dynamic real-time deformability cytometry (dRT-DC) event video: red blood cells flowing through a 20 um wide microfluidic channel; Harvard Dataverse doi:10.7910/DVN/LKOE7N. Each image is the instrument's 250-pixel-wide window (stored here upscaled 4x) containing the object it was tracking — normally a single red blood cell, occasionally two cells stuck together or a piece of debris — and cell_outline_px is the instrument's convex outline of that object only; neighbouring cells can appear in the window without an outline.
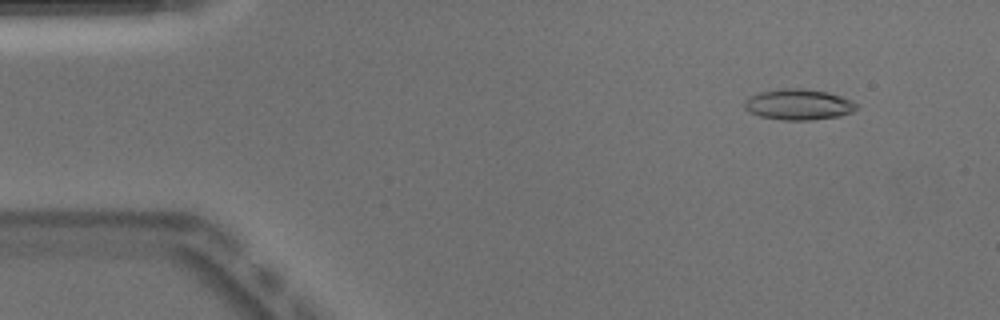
{"species": "Egyptian fruit bat (a non-hibernating species)", "species_latin": "Rousettus aegyptiacus", "temperature_condition": "warm", "stored_images_in_passage": 49, "camera_frame_rate_fps": 3000, "um_per_image_px": 0.085, "animal": {"sex": "male"}, "frame": {"image": 1, "passage_image": 3, "time_ms": 0.667, "image_size_px": [1000, 320], "cell_outline_px": [[856, 108], [852, 112], [840, 116], [812, 120], [784, 120], [760, 116], [744, 108], [744, 100], [760, 92], [784, 88], [804, 88], [828, 92], [852, 100], [856, 104]], "centroid_in_image_um": [67.89, 8.88], "position_along_channel_um": 17.1, "area_um2": 20.0}}
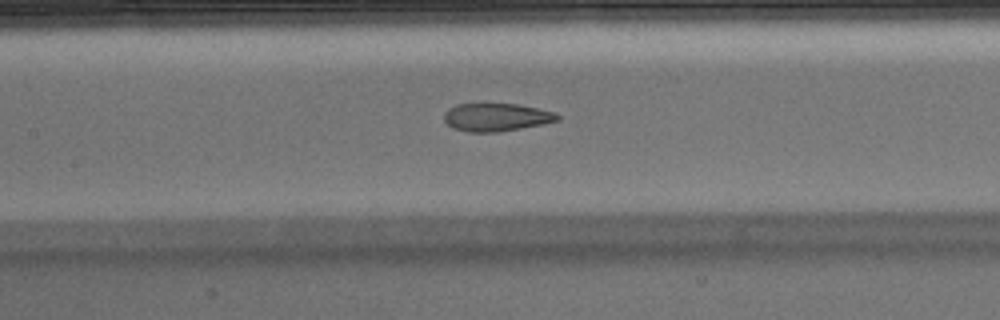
{"frame": {"image": 2, "passage_image": 21, "time_ms": 6.667, "image_size_px": [1000, 320], "cell_outline_px": [[560, 120], [544, 124], [500, 132], [468, 132], [452, 128], [444, 120], [444, 112], [448, 108], [456, 104], [520, 104], [556, 112], [560, 116]], "centroid_in_image_um": [42.21, 9.96], "position_along_channel_um": 165.2, "area_um2": 18.73}}
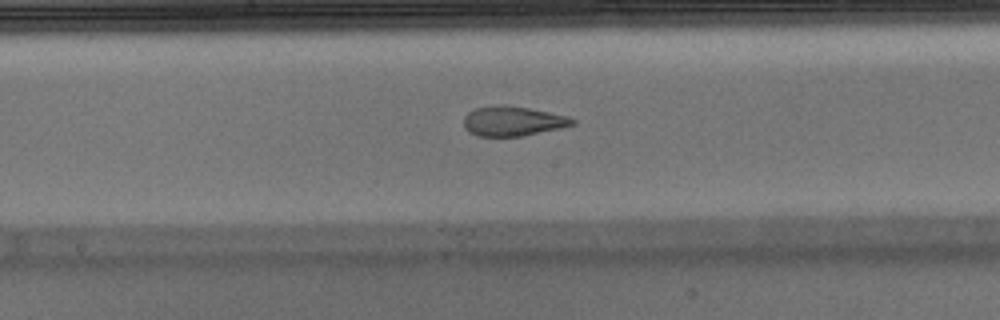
{"frame": {"image": 3, "passage_image": 24, "time_ms": 7.667, "image_size_px": [1000, 320], "cell_outline_px": [[576, 124], [560, 128], [524, 136], [476, 136], [468, 132], [464, 128], [464, 116], [468, 112], [476, 108], [496, 104], [500, 104], [528, 108], [568, 116], [576, 120]], "centroid_in_image_um": [43.57, 10.3], "position_along_channel_um": 204.6, "area_um2": 18.96}, "authors_computed_cell_mechanics": {"area_um2": 20.0566, "velocity_mm_per_s": 3.9498, "shape_relaxation_time_tau1_ms": null, "shape_relaxation_time_tau2_ms": 1.5125, "deformation_change_tau1": null, "deformation_change_tau2": 0.0955}}